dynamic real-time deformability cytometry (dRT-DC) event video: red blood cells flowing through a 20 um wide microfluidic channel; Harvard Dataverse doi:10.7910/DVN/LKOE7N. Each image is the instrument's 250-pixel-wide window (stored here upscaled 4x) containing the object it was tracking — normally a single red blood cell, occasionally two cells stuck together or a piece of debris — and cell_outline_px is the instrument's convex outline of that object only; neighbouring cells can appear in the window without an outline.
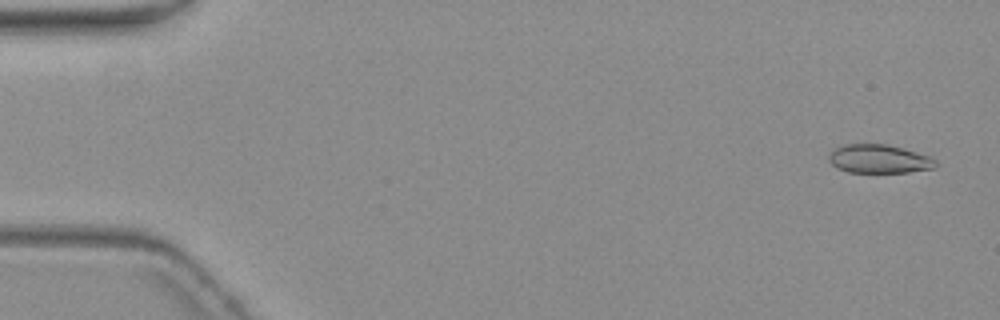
{"species": "common noctule bat (a hibernating species)", "species_latin": "Nyctalus noctula", "temperature_condition": "warm", "stored_images_in_passage": 5, "segment_of_instrument_passage": [2, 2], "camera_frame_rate_fps": 3000, "um_per_image_px": 0.085, "animal": {"sex": "female", "body_mass_g": 19.3, "forearm_length_mm": 54.1}, "frame": {"image": 1, "passage_image": 5, "time_ms": 6.333, "image_size_px": [1000, 320], "cell_outline_px": [[936, 168], [908, 172], [848, 172], [836, 168], [828, 160], [828, 156], [836, 148], [844, 144], [888, 144], [916, 152], [928, 156], [936, 160]], "centroid_in_image_um": [74.71, 13.51], "position_along_channel_um": 10.3, "area_um2": 17.74}}